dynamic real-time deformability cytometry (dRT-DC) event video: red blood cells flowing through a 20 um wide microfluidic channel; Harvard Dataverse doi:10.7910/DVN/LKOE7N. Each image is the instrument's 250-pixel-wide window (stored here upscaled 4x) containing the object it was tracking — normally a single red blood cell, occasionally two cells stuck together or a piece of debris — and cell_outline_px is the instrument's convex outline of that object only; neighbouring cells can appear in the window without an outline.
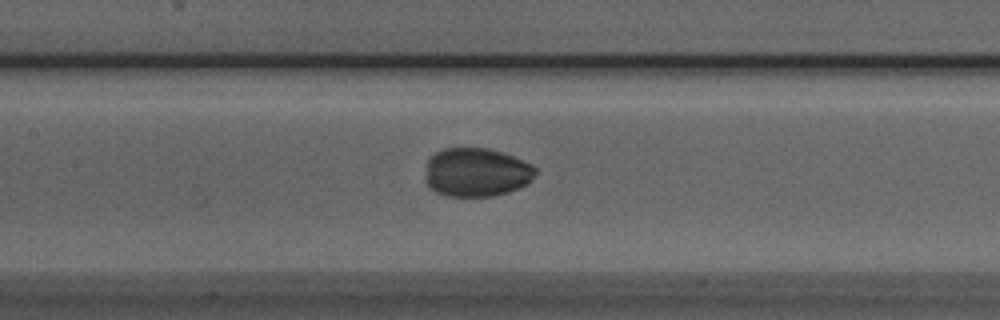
{"species": "Egyptian fruit bat (a non-hibernating species)", "species_latin": "Rousettus aegyptiacus", "temperature_condition": "room temperature", "stored_images_in_passage": 41, "camera_frame_rate_fps": 3000, "um_per_image_px": 0.085, "animal": {"sex": "male"}, "frame": {"image": 1, "passage_image": 13, "time_ms": 4.0, "image_size_px": [1000, 320], "cell_outline_px": [[536, 172], [532, 180], [508, 192], [492, 196], [448, 196], [436, 192], [428, 188], [424, 180], [428, 156], [444, 148], [488, 148], [512, 156], [532, 164], [536, 168]], "centroid_in_image_um": [40.44, 14.64], "position_along_channel_um": 167.0, "area_um2": 31.44}}
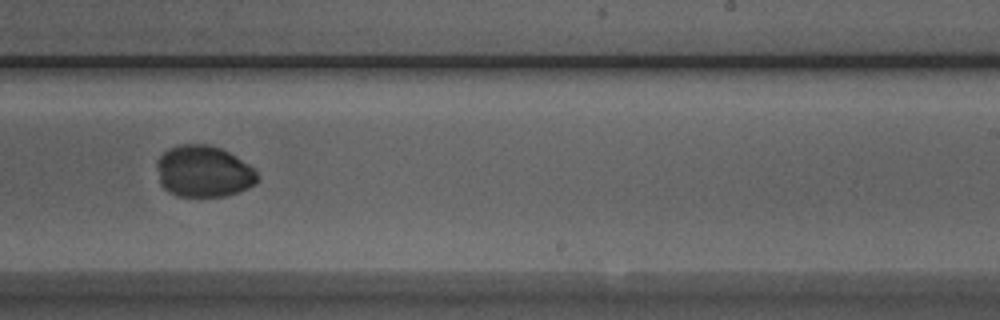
{"frame": {"image": 2, "passage_image": 21, "time_ms": 6.667, "image_size_px": [1000, 320], "cell_outline_px": [[260, 180], [256, 184], [248, 188], [224, 196], [176, 196], [168, 192], [160, 184], [156, 168], [156, 160], [168, 148], [180, 144], [208, 144], [220, 148], [236, 156], [256, 168], [260, 176]], "centroid_in_image_um": [17.32, 14.56], "position_along_channel_um": 271.7, "area_um2": 30.69}}
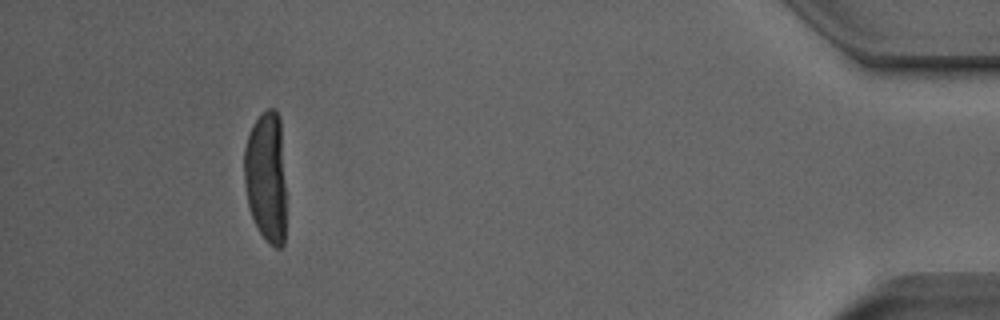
{"frame": {"image": 3, "passage_image": 37, "time_ms": 12.0, "image_size_px": [1000, 320], "cell_outline_px": [[284, 244], [280, 248], [276, 248], [260, 232], [252, 216], [248, 204], [244, 184], [244, 148], [252, 124], [268, 108], [276, 108], [280, 116], [284, 184]], "centroid_in_image_um": [22.61, 14.98], "position_along_channel_um": 412.6, "area_um2": 31.56}}